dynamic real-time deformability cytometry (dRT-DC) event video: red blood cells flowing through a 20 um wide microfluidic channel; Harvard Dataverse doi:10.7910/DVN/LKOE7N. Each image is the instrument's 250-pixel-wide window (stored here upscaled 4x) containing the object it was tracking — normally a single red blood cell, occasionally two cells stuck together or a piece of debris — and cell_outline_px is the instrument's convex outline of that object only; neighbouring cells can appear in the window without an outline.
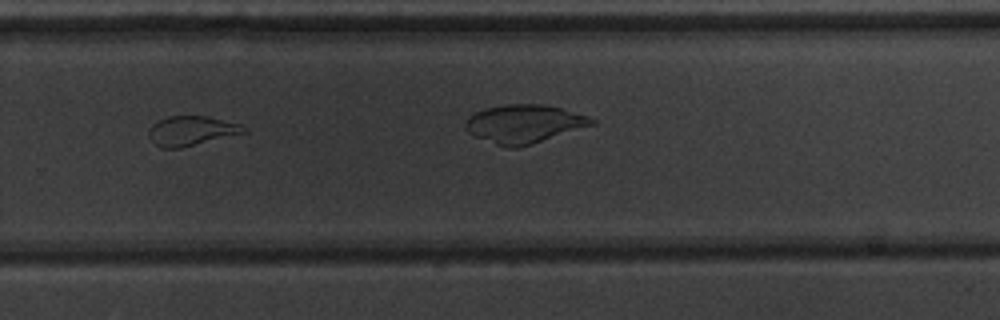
{"species": "common noctule bat (a hibernating species)", "species_latin": "Nyctalus noctula", "temperature_condition": "warm", "stored_images_in_passage": 35, "camera_frame_rate_fps": 3000, "um_per_image_px": 0.085, "animal": {"sex": "male", "body_mass_g": 20.1, "forearm_length_mm": 53.5}, "frame": {"image": 1, "passage_image": 30, "time_ms": 9.667, "image_size_px": [1000, 320], "cell_outline_px": [[248, 132], [180, 148], [160, 148], [148, 136], [148, 128], [152, 124], [168, 116], [208, 116], [240, 124]], "centroid_in_image_um": [16.25, 11.12], "position_along_channel_um": 313.6, "area_um2": 16.3}}
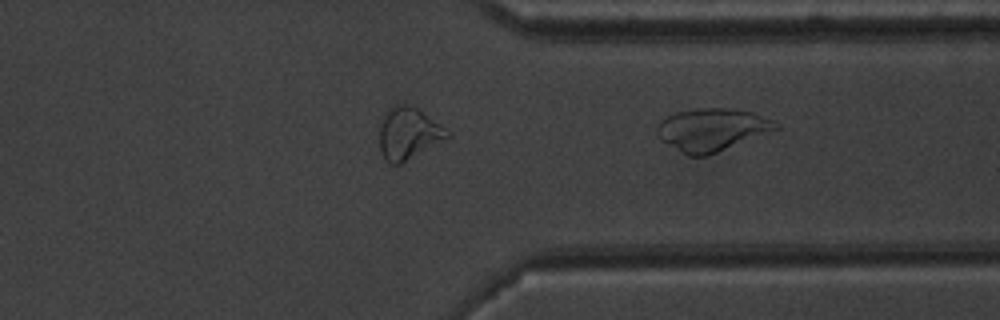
{"frame": {"image": 2, "passage_image": 35, "time_ms": 11.333, "image_size_px": [1000, 320], "cell_outline_px": [[780, 128], [716, 152], [704, 156], [688, 156], [660, 140], [656, 132], [656, 124], [660, 120], [676, 112], [696, 108], [724, 108], [752, 112], [772, 120], [780, 124]], "centroid_in_image_um": [60.46, 11.01], "position_along_channel_um": 350.9, "area_um2": 29.25}}